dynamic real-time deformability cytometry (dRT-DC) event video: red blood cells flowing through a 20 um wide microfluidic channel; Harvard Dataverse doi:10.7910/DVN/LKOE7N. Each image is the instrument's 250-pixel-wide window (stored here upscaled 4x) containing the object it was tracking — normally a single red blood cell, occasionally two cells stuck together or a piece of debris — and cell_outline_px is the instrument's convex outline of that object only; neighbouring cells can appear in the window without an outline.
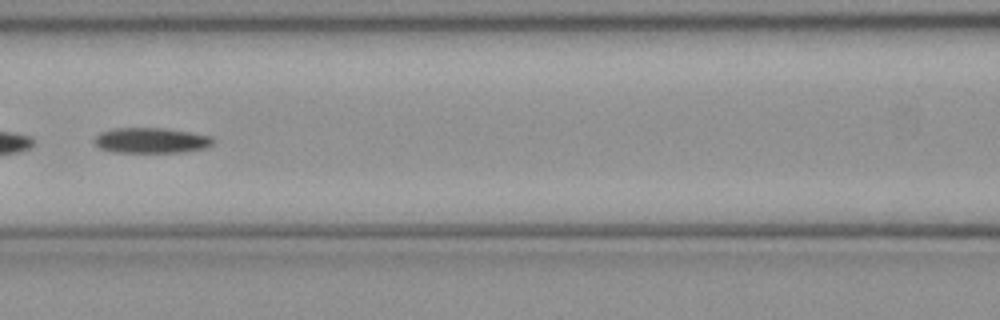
{"species": "common noctule bat (a hibernating species)", "species_latin": "Nyctalus noctula", "temperature_condition": "cold", "stored_images_in_passage": 50, "camera_frame_rate_fps": 3000, "um_per_image_px": 0.085, "animal": {"sex": "female", "body_mass_g": 21.9}, "frame": {"image": 1, "passage_image": 22, "time_ms": 7.0, "image_size_px": [1000, 320], "cell_outline_px": [[216, 140], [208, 148], [184, 152], [112, 152], [100, 148], [92, 140], [100, 132], [112, 128], [160, 128], [188, 132], [212, 136]], "centroid_in_image_um": [12.86, 11.94], "position_along_channel_um": 153.7, "area_um2": 17.69}, "authors_computed_cell_mechanics": {"area_um2": 18.1781, "velocity_mm_per_s": 3.9742, "shape_relaxation_time_tau1_ms": 5.2372, "shape_relaxation_time_tau2_ms": null, "deformation_change_tau1": 0.1261, "deformation_change_tau2": null}}